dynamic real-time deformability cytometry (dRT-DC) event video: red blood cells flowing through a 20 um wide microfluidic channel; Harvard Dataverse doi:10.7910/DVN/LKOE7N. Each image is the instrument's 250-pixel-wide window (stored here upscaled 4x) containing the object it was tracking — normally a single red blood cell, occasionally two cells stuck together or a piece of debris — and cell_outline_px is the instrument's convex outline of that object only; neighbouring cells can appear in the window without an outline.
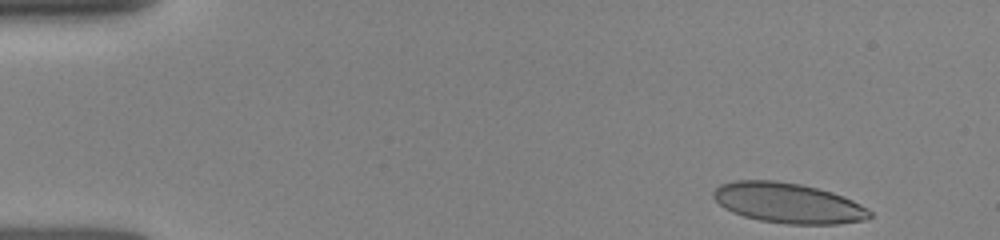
{"species": "human", "species_latin": "Homo sapiens", "temperature_condition": "room temperature", "stored_images_in_passage": 16, "camera_frame_rate_fps": 3000, "um_per_image_px": 0.085, "donor": {"sex": "female"}, "frame": {"image": 1, "passage_image": 1, "time_ms": 0.0, "image_size_px": [1000, 240], "cell_outline_px": [[872, 216], [864, 220], [836, 224], [788, 224], [760, 220], [744, 216], [732, 212], [724, 208], [712, 196], [712, 192], [720, 184], [736, 180], [776, 180], [800, 184], [832, 192], [852, 200], [860, 204], [872, 212]], "centroid_in_image_um": [66.97, 17.25], "position_along_channel_um": 18.0, "area_um2": 36.53}}
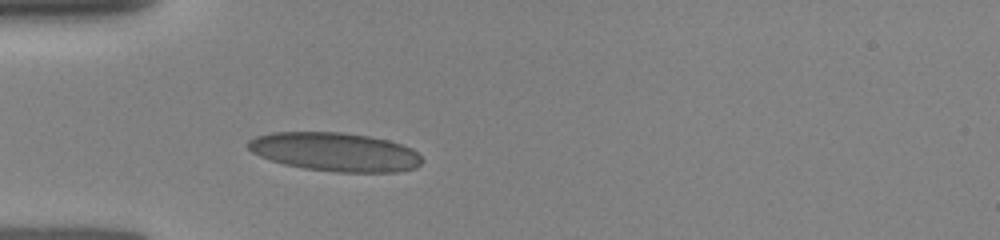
{"frame": {"image": 2, "passage_image": 10, "time_ms": 3.333, "image_size_px": [1000, 240], "cell_outline_px": [[424, 160], [416, 168], [396, 172], [336, 172], [304, 168], [284, 164], [260, 156], [252, 152], [244, 144], [248, 140], [256, 136], [272, 132], [344, 132], [368, 136], [388, 140], [412, 148]], "centroid_in_image_um": [28.47, 12.91], "position_along_channel_um": 56.5, "area_um2": 39.36}}
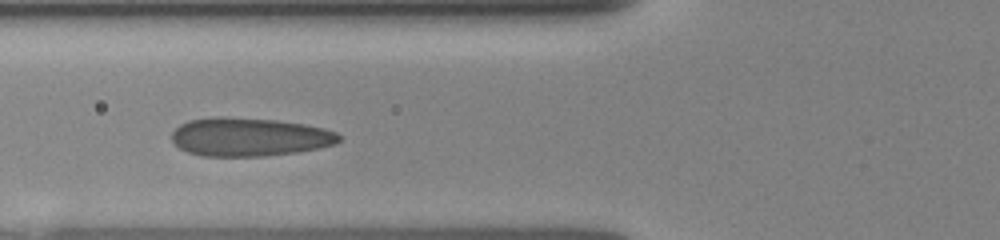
{"frame": {"image": 3, "passage_image": 14, "time_ms": 4.667, "image_size_px": [1000, 240], "cell_outline_px": [[340, 140], [332, 144], [300, 152], [264, 156], [200, 156], [188, 152], [180, 148], [172, 140], [172, 132], [180, 124], [188, 120], [220, 116], [228, 116], [276, 120], [304, 124], [324, 128], [336, 132], [340, 136]], "centroid_in_image_um": [21.17, 11.63], "position_along_channel_um": 104.6, "area_um2": 37.57}}